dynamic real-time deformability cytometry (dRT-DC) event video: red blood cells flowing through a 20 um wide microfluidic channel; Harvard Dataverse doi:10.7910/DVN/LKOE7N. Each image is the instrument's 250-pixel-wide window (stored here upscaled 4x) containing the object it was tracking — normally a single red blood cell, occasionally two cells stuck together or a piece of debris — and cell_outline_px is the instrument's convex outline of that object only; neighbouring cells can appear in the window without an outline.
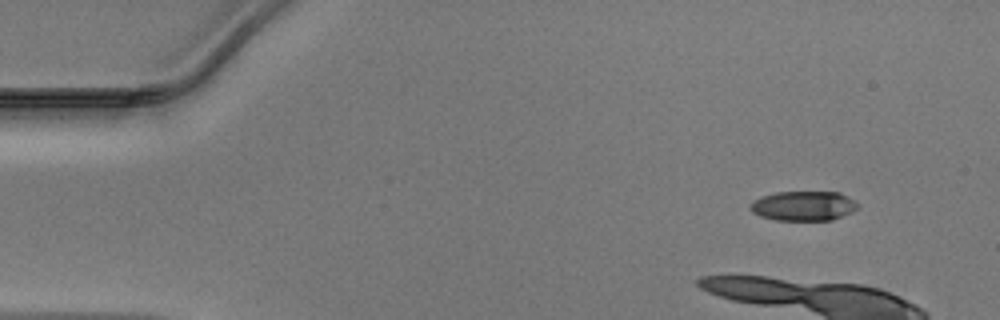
{"species": "Egyptian fruit bat (a non-hibernating species)", "species_latin": "Rousettus aegyptiacus", "temperature_condition": "warm", "stored_images_in_passage": 8, "camera_frame_rate_fps": 3000, "um_per_image_px": 0.085, "animal": {"sex": "male"}, "frame": {"image": 1, "passage_image": 1, "time_ms": 0.0, "image_size_px": [1000, 320], "cell_outline_px": [[856, 208], [852, 212], [832, 220], [776, 220], [760, 216], [752, 212], [748, 208], [756, 200], [764, 196], [776, 192], [840, 192], [848, 196], [856, 204]], "centroid_in_image_um": [68.29, 17.5], "position_along_channel_um": 16.7, "area_um2": 18.32}}